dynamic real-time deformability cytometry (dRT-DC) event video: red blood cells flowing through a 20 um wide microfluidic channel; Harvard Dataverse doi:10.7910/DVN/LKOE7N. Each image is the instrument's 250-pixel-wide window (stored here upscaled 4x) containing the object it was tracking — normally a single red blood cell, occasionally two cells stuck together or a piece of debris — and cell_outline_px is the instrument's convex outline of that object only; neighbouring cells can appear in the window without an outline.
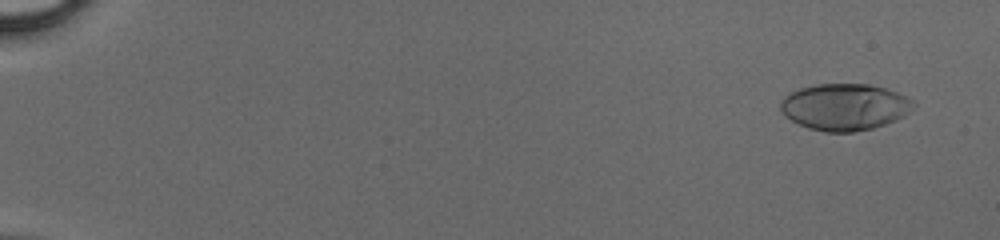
{"species": "human", "species_latin": "Homo sapiens", "temperature_condition": "cold", "stored_images_in_passage": 51, "camera_frame_rate_fps": 3000, "um_per_image_px": 0.085, "donor": {"sex": "male"}, "frame": {"image": 1, "passage_image": 4, "time_ms": 1.0, "image_size_px": [1000, 240], "cell_outline_px": [[916, 104], [904, 116], [884, 124], [872, 128], [852, 132], [824, 132], [808, 128], [784, 116], [780, 108], [780, 104], [784, 96], [800, 88], [816, 84], [868, 84], [884, 88], [896, 92], [912, 100]], "centroid_in_image_um": [71.77, 9.09], "position_along_channel_um": 13.2, "area_um2": 35.89}}
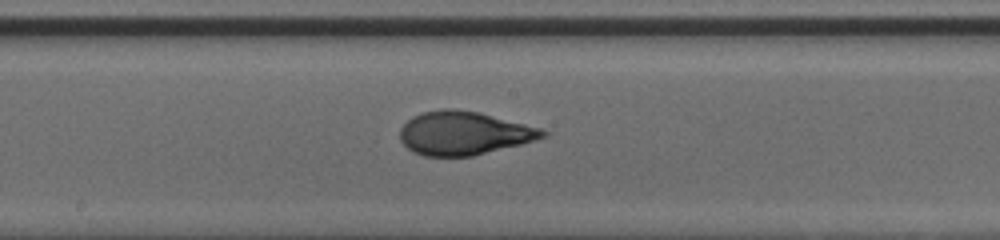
{"frame": {"image": 2, "passage_image": 30, "time_ms": 9.667, "image_size_px": [1000, 240], "cell_outline_px": [[548, 136], [520, 144], [472, 156], [424, 156], [412, 152], [400, 140], [400, 128], [412, 116], [424, 112], [444, 108], [452, 108], [480, 112], [540, 128], [548, 132]], "centroid_in_image_um": [39.41, 11.31], "position_along_channel_um": 208.8, "area_um2": 36.07}}
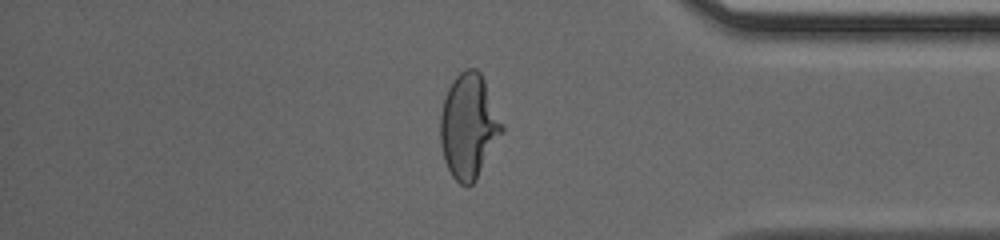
{"frame": {"image": 3, "passage_image": 44, "time_ms": 14.333, "image_size_px": [1000, 240], "cell_outline_px": [[504, 132], [476, 180], [472, 184], [460, 184], [452, 176], [444, 160], [440, 144], [440, 116], [444, 96], [452, 80], [464, 68], [476, 68], [480, 72], [484, 80], [504, 128]], "centroid_in_image_um": [39.83, 10.72], "position_along_channel_um": 395.4, "area_um2": 37.57}}